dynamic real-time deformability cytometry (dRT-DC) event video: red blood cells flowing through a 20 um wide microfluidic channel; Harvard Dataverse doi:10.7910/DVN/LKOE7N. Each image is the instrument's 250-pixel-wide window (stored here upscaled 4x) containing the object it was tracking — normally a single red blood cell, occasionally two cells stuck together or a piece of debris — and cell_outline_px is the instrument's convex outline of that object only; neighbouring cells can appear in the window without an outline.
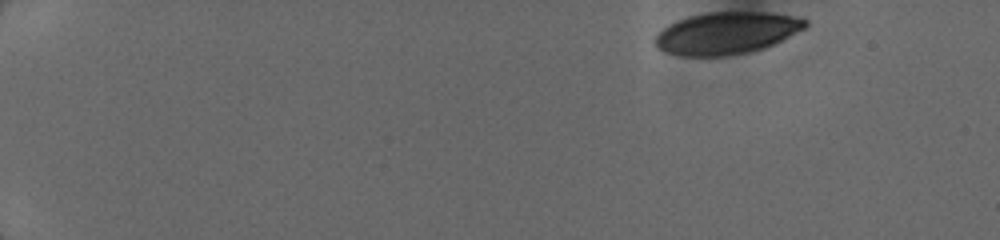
{"species": "human", "species_latin": "Homo sapiens", "temperature_condition": "cold", "stored_images_in_passage": 19, "camera_frame_rate_fps": 3000, "um_per_image_px": 0.085, "donor": {"sex": "female"}, "frame": {"image": 1, "passage_image": 1, "time_ms": 0.0, "image_size_px": [1000, 240], "cell_outline_px": [[808, 28], [764, 48], [744, 52], [720, 56], [680, 56], [664, 52], [656, 48], [652, 40], [668, 24], [676, 20], [688, 16], [708, 12], [772, 12], [808, 20]], "centroid_in_image_um": [61.73, 2.8], "position_along_channel_um": 23.3, "area_um2": 36.99}}
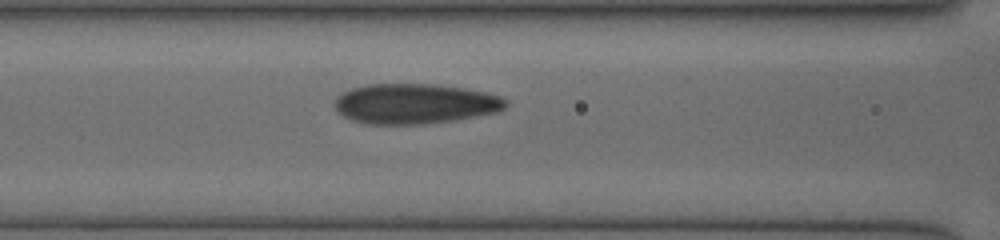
{"frame": {"image": 2, "passage_image": 14, "time_ms": 6.0, "image_size_px": [1000, 240], "cell_outline_px": [[508, 104], [504, 108], [496, 112], [476, 116], [452, 120], [424, 124], [364, 124], [352, 120], [344, 116], [336, 108], [336, 96], [352, 88], [368, 84], [440, 84], [464, 88], [484, 92], [500, 96], [508, 100]], "centroid_in_image_um": [35.28, 8.81], "position_along_channel_um": 131.3, "area_um2": 39.94}}
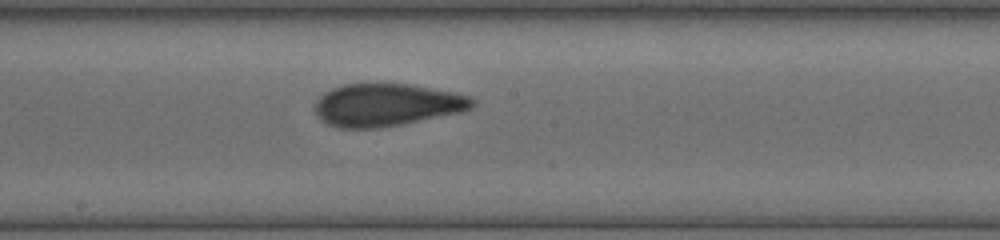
{"frame": {"image": 3, "passage_image": 19, "time_ms": 8.0, "image_size_px": [1000, 240], "cell_outline_px": [[476, 104], [472, 108], [460, 112], [380, 128], [340, 128], [328, 124], [320, 120], [316, 116], [316, 100], [324, 92], [332, 88], [344, 84], [408, 84], [452, 92], [472, 96], [476, 100]], "centroid_in_image_um": [32.86, 8.92], "position_along_channel_um": 215.3, "area_um2": 38.9}}